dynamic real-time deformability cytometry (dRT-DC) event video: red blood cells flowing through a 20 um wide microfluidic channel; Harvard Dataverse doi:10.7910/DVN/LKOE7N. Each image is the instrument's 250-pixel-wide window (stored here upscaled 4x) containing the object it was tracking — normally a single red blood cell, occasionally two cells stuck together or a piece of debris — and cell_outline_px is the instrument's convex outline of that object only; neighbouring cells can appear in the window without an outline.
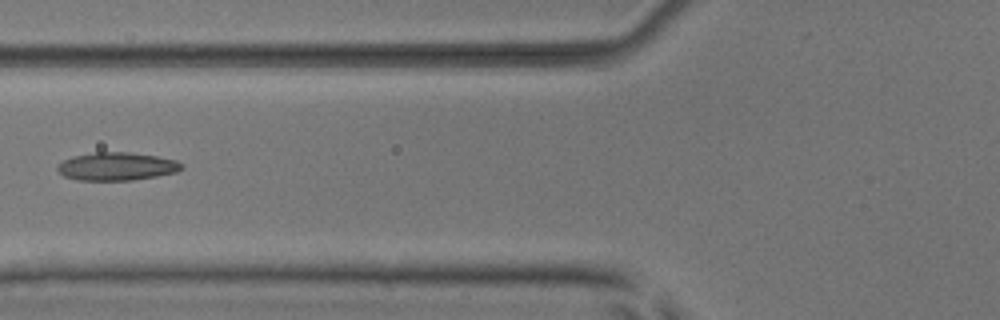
{"species": "common noctule bat (a hibernating species)", "species_latin": "Nyctalus noctula", "temperature_condition": "room temperature", "stored_images_in_passage": 7, "camera_frame_rate_fps": 3000, "um_per_image_px": 0.085, "animal": {"sex": "male", "body_mass_g": 17.9, "forearm_length_mm": 54.2}, "frame": {"image": 1, "passage_image": 7, "time_ms": 2.0, "image_size_px": [1000, 320], "cell_outline_px": [[184, 168], [176, 172], [156, 176], [132, 180], [76, 180], [64, 176], [56, 168], [64, 160], [72, 156], [96, 152], [128, 152], [156, 156], [176, 160], [184, 164]], "centroid_in_image_um": [9.94, 14.14], "position_along_channel_um": 115.9, "area_um2": 20.23}}